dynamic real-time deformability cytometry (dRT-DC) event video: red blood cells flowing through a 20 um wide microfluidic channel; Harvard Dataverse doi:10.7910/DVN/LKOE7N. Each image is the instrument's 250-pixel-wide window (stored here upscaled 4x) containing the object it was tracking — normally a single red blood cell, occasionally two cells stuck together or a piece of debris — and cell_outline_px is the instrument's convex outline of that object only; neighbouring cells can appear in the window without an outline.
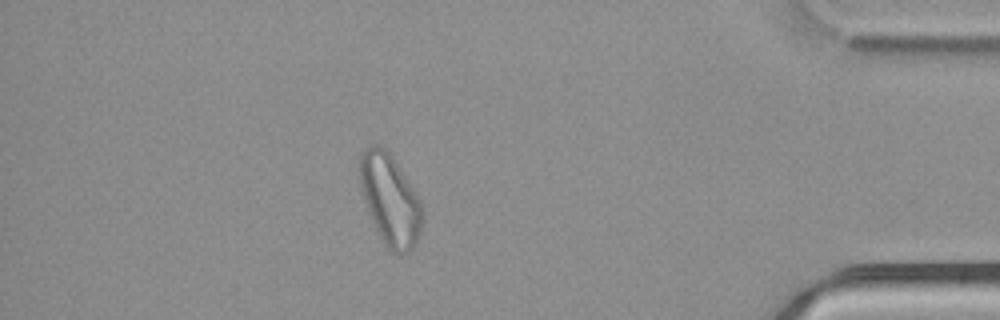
{"species": "common noctule bat (a hibernating species)", "species_latin": "Nyctalus noctula", "temperature_condition": "cold", "stored_images_in_passage": 42, "camera_frame_rate_fps": 3000, "um_per_image_px": 0.085, "animal": {"sex": "male", "body_mass_g": 21.5, "forearm_length_mm": 52.0}, "frame": {"image": 1, "passage_image": 36, "time_ms": 11.667, "image_size_px": [1000, 320], "cell_outline_px": [[424, 220], [420, 232], [412, 248], [408, 252], [400, 256], [392, 252], [384, 244], [376, 232], [364, 200], [360, 188], [360, 152], [372, 144], [380, 144], [388, 152], [416, 192], [420, 200], [424, 212]], "centroid_in_image_um": [33.16, 17.01], "position_along_channel_um": 402.0, "area_um2": 33.29}}